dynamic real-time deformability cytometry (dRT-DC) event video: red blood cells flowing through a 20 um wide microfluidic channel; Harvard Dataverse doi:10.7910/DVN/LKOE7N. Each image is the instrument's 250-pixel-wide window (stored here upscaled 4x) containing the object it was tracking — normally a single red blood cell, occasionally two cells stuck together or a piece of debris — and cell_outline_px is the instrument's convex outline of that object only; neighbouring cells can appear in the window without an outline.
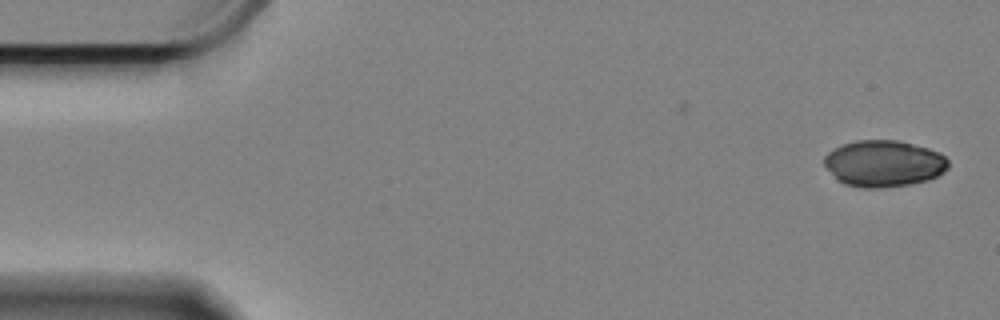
{"species": "Egyptian fruit bat (a non-hibernating species)", "species_latin": "Rousettus aegyptiacus", "temperature_condition": "cold", "stored_images_in_passage": 48, "camera_frame_rate_fps": 3000, "um_per_image_px": 0.085, "animal": {"sex": "female"}, "frame": {"image": 1, "passage_image": 1, "time_ms": 0.0, "image_size_px": [1000, 320], "cell_outline_px": [[948, 168], [944, 172], [928, 180], [908, 184], [880, 188], [864, 188], [844, 184], [836, 180], [824, 164], [824, 156], [828, 152], [844, 144], [856, 140], [896, 140], [928, 148], [944, 156], [948, 160]], "centroid_in_image_um": [75.1, 13.91], "position_along_channel_um": 9.9, "area_um2": 33.47}}
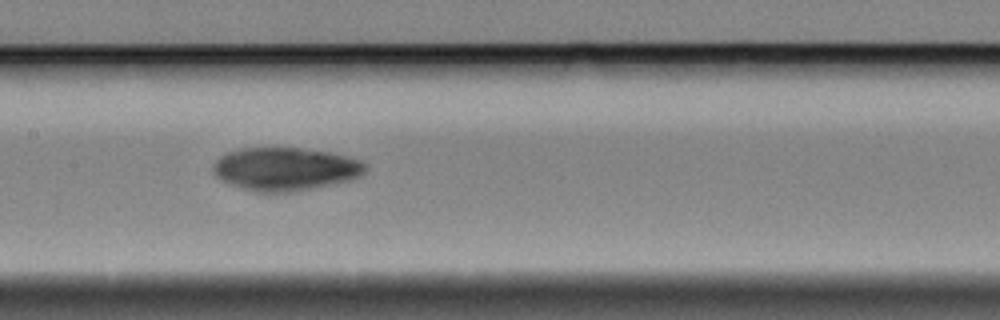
{"frame": {"image": 2, "passage_image": 27, "time_ms": 8.667, "image_size_px": [1000, 320], "cell_outline_px": [[368, 168], [360, 176], [348, 180], [312, 188], [292, 192], [252, 192], [228, 184], [216, 176], [212, 172], [212, 168], [216, 160], [220, 156], [228, 152], [240, 148], [300, 148], [332, 152], [348, 156], [360, 160]], "centroid_in_image_um": [24.22, 14.36], "position_along_channel_um": 183.2, "area_um2": 38.38}}
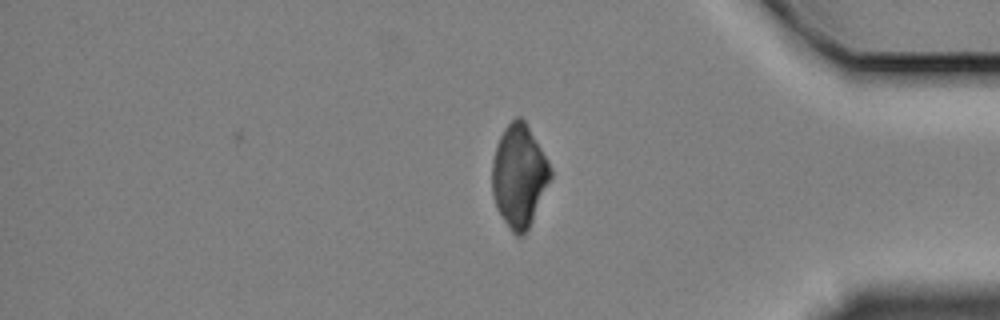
{"frame": {"image": 3, "passage_image": 48, "time_ms": 15.667, "image_size_px": [1000, 320], "cell_outline_px": [[552, 176], [532, 220], [524, 236], [516, 236], [508, 228], [496, 208], [492, 192], [492, 160], [496, 144], [504, 128], [516, 116], [520, 116], [524, 120], [552, 168]], "centroid_in_image_um": [44.1, 14.96], "position_along_channel_um": 391.1, "area_um2": 34.8}}